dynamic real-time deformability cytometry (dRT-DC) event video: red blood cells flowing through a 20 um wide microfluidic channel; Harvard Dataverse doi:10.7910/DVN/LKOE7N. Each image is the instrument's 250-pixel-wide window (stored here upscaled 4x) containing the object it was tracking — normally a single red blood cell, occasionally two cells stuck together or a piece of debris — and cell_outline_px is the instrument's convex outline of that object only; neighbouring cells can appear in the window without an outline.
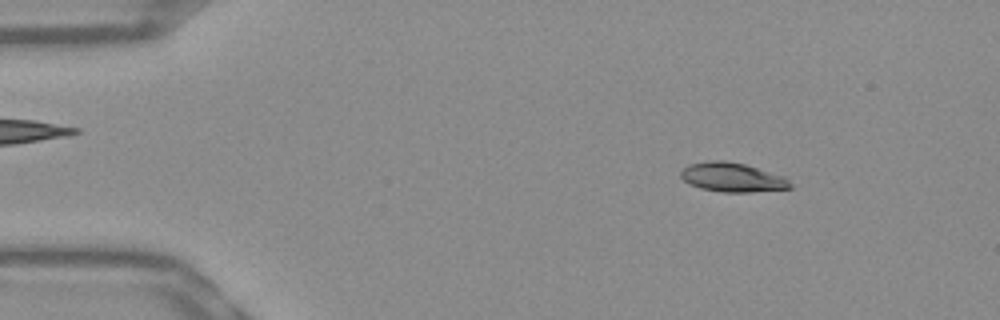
{"species": "Egyptian fruit bat (a non-hibernating species)", "species_latin": "Rousettus aegyptiacus", "temperature_condition": "warm", "stored_images_in_passage": 52, "camera_frame_rate_fps": 3000, "um_per_image_px": 0.085, "frame": {"image": 1, "passage_image": 7, "time_ms": 2.0, "image_size_px": [1000, 320], "cell_outline_px": [[792, 188], [752, 192], [724, 192], [700, 188], [688, 184], [680, 176], [680, 172], [688, 164], [712, 160], [724, 160], [744, 164], [784, 176], [792, 184]], "centroid_in_image_um": [62.23, 15.07], "position_along_channel_um": 22.8, "area_um2": 18.61}}
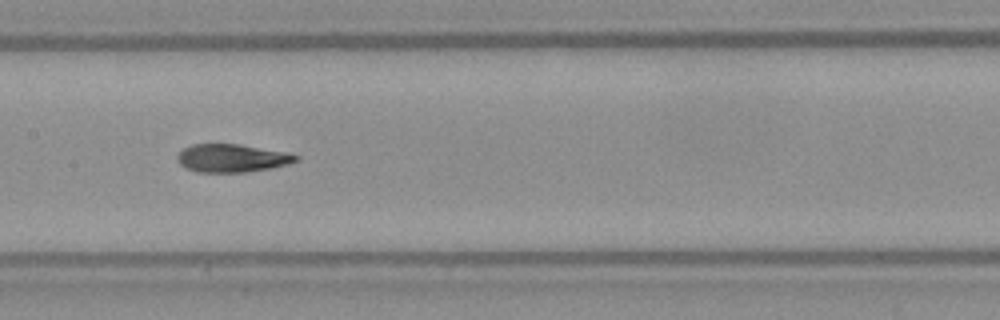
{"frame": {"image": 2, "passage_image": 26, "time_ms": 8.333, "image_size_px": [1000, 320], "cell_outline_px": [[300, 160], [288, 164], [272, 168], [248, 172], [196, 172], [184, 168], [176, 160], [176, 156], [184, 148], [192, 144], [240, 144], [288, 152], [300, 156]], "centroid_in_image_um": [19.73, 13.44], "position_along_channel_um": 187.7, "area_um2": 19.71}}
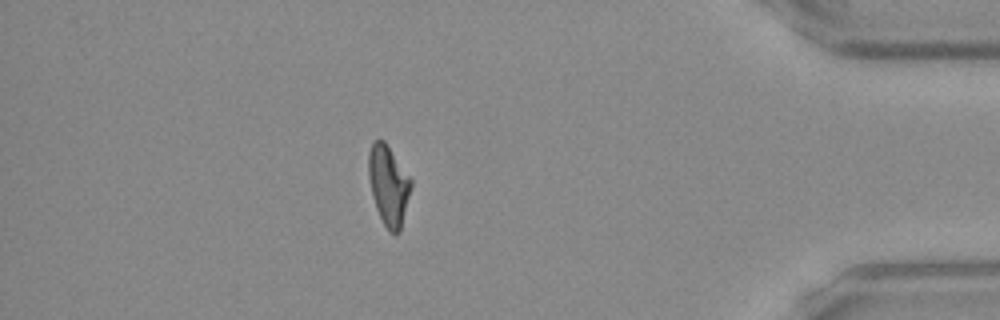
{"frame": {"image": 3, "passage_image": 46, "time_ms": 15.0, "image_size_px": [1000, 320], "cell_outline_px": [[412, 184], [400, 232], [396, 236], [388, 232], [376, 208], [372, 196], [368, 176], [368, 152], [372, 144], [376, 140], [384, 140], [412, 180]], "centroid_in_image_um": [33.02, 15.78], "position_along_channel_um": 402.2, "area_um2": 19.77}, "authors_computed_cell_mechanics": {"area_um2": 19.652, "velocity_mm_per_s": 3.8453, "shape_relaxation_time_tau1_ms": null, "shape_relaxation_time_tau2_ms": 2.1143, "deformation_change_tau1": null, "deformation_change_tau2": 0.089}}